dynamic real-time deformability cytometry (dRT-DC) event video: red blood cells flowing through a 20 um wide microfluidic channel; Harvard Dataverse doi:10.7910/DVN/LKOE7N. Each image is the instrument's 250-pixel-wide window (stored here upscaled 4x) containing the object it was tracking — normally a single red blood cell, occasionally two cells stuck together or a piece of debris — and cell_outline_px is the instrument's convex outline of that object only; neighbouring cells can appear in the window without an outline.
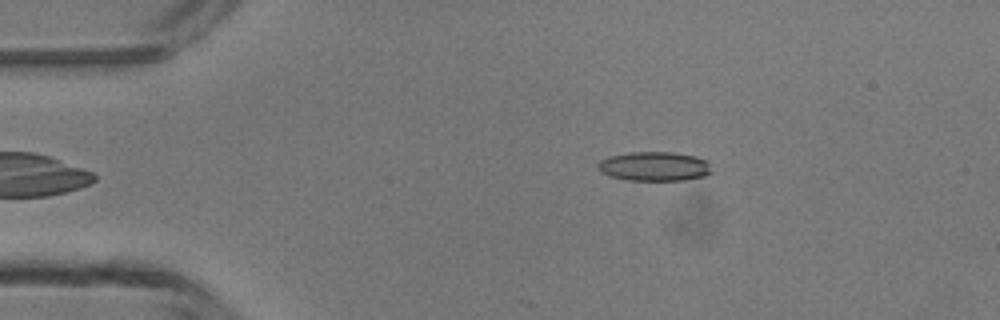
{"species": "common noctule bat (a hibernating species)", "species_latin": "Nyctalus noctula", "temperature_condition": "room temperature", "stored_images_in_passage": 5, "camera_frame_rate_fps": 3000, "um_per_image_px": 0.085, "animal": {"sex": "male", "body_mass_g": 13.3}, "frame": {"image": 1, "passage_image": 5, "time_ms": 4.667, "image_size_px": [1000, 320], "cell_outline_px": [[716, 172], [704, 176], [684, 180], [628, 180], [608, 176], [600, 172], [596, 168], [596, 164], [600, 160], [608, 156], [632, 152], [672, 152], [696, 156], [708, 160]], "centroid_in_image_um": [55.65, 14.14], "position_along_channel_um": 29.4, "area_um2": 19.88}}